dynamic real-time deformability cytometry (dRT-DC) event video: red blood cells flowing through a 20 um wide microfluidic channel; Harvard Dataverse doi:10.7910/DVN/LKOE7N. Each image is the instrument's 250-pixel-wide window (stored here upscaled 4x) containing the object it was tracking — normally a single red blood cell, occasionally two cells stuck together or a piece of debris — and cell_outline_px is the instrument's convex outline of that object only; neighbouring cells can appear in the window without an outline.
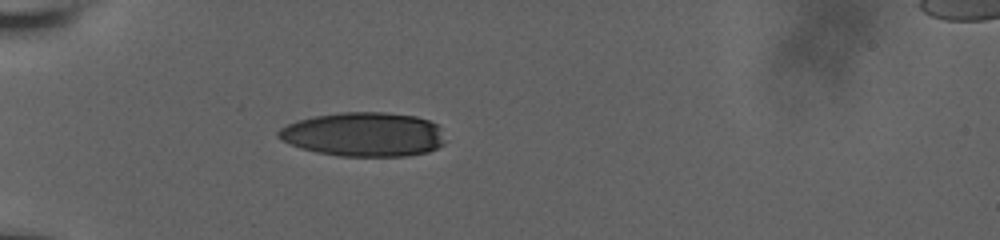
{"species": "human", "species_latin": "Homo sapiens", "temperature_condition": "room temperature", "stored_images_in_passage": 35, "camera_frame_rate_fps": 3000, "um_per_image_px": 0.085, "donor": {"sex": "male"}, "frame": {"image": 1, "passage_image": 1, "time_ms": 0.0, "image_size_px": [1000, 240], "cell_outline_px": [[444, 144], [428, 152], [408, 156], [340, 156], [316, 152], [300, 148], [280, 140], [276, 136], [276, 132], [280, 128], [296, 120], [316, 116], [340, 112], [384, 112], [416, 116], [428, 120], [436, 124], [440, 128], [444, 140]], "centroid_in_image_um": [30.9, 11.42], "position_along_channel_um": 54.1, "area_um2": 43.18}}
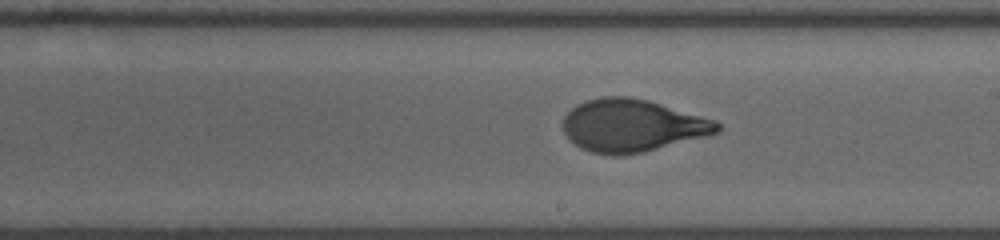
{"frame": {"image": 2, "passage_image": 17, "time_ms": 5.333, "image_size_px": [1000, 240], "cell_outline_px": [[720, 132], [708, 136], [644, 152], [616, 156], [592, 152], [580, 148], [568, 140], [564, 132], [564, 116], [576, 104], [584, 100], [604, 96], [628, 96], [648, 100], [716, 120], [720, 124]], "centroid_in_image_um": [53.74, 10.67], "position_along_channel_um": 235.3, "area_um2": 47.51}}
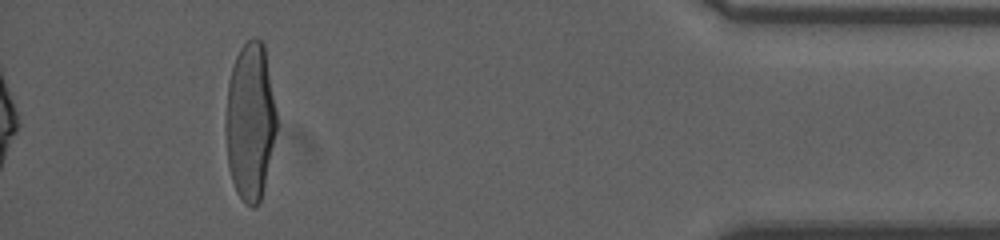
{"frame": {"image": 3, "passage_image": 35, "time_ms": 11.333, "image_size_px": [1000, 240], "cell_outline_px": [[276, 132], [264, 184], [260, 200], [252, 208], [244, 204], [236, 192], [228, 168], [224, 128], [224, 120], [228, 80], [236, 56], [240, 48], [252, 36], [256, 36], [264, 44], [276, 112]], "centroid_in_image_um": [21.23, 10.31], "position_along_channel_um": 414.0, "area_um2": 46.99}, "authors_computed_cell_mechanics": {"area_um2": 46.6446, "velocity_mm_per_s": 3.8065, "shape_relaxation_time_tau1_ms": 4.8461, "shape_relaxation_time_tau2_ms": null, "deformation_change_tau1": 0.244, "deformation_change_tau2": null}}